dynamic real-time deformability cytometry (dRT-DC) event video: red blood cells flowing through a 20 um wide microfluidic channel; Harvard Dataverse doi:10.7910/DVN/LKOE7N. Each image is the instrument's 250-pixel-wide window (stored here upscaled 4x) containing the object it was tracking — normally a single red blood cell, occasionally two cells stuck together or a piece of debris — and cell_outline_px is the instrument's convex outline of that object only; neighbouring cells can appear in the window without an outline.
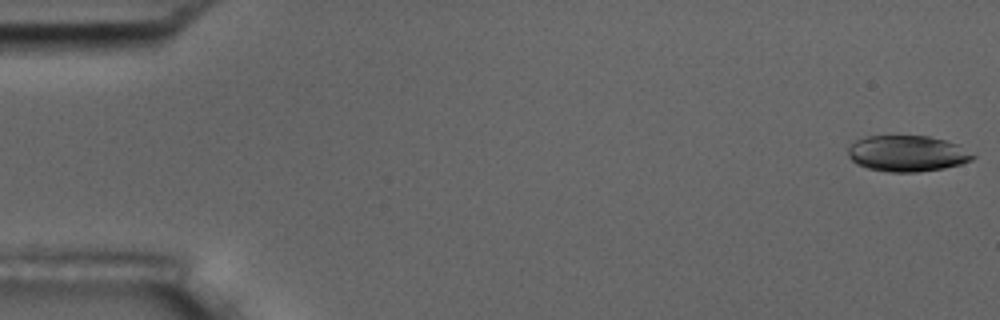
{"species": "common noctule bat (a hibernating species)", "species_latin": "Nyctalus noctula", "temperature_condition": "room temperature", "stored_images_in_passage": 6, "camera_frame_rate_fps": 3000, "um_per_image_px": 0.085, "animal": {"sex": "male", "body_mass_g": 17.5, "forearm_length_mm": 52.3}, "frame": {"image": 1, "passage_image": 1, "time_ms": 0.0, "image_size_px": [1000, 320], "cell_outline_px": [[976, 156], [972, 160], [960, 164], [944, 168], [920, 172], [888, 172], [868, 168], [856, 164], [848, 156], [848, 148], [856, 140], [864, 136], [928, 136], [960, 144]], "centroid_in_image_um": [77.12, 13.05], "position_along_channel_um": 7.9, "area_um2": 26.36}}
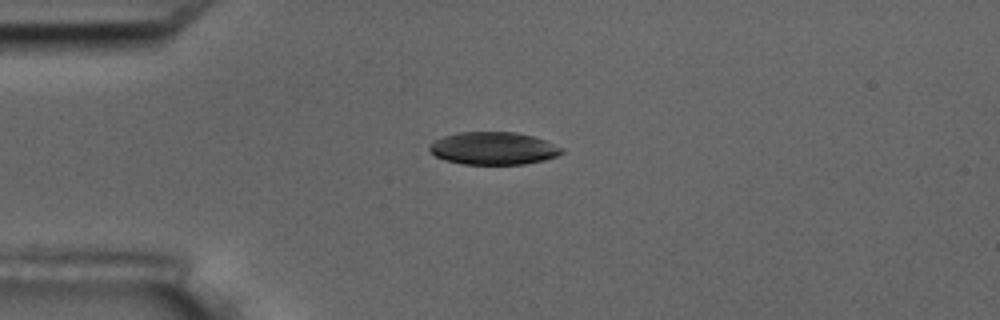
{"frame": {"image": 2, "passage_image": 5, "time_ms": 1.333, "image_size_px": [1000, 320], "cell_outline_px": [[564, 152], [556, 156], [544, 160], [524, 164], [464, 164], [444, 160], [436, 156], [428, 148], [428, 144], [444, 136], [460, 132], [516, 132], [532, 136], [544, 140], [564, 148]], "centroid_in_image_um": [41.94, 12.61], "position_along_channel_um": 43.1, "area_um2": 25.09}}